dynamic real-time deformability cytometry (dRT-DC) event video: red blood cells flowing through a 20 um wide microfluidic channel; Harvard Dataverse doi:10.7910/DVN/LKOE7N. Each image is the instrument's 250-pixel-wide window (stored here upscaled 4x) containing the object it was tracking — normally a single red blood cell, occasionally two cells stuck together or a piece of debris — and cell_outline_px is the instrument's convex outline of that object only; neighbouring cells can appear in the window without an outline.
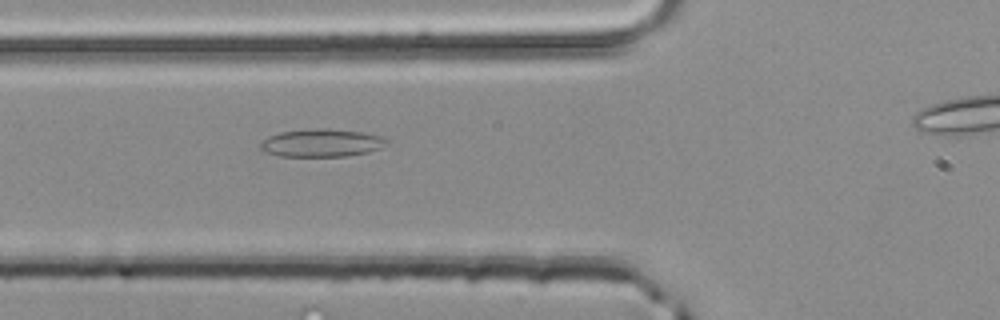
{"species": "common noctule bat (a hibernating species)", "species_latin": "Nyctalus noctula", "temperature_condition": "room temperature", "stored_images_in_passage": 3, "camera_frame_rate_fps": 3000, "um_per_image_px": 0.085, "animal": {"sex": "male", "body_mass_g": 20.4}, "frame": {"image": 1, "passage_image": 2, "time_ms": 0.333, "image_size_px": [1000, 320], "cell_outline_px": [[388, 140], [380, 148], [368, 152], [344, 156], [280, 156], [268, 152], [260, 148], [260, 144], [268, 136], [280, 132], [316, 128], [320, 128], [364, 132], [384, 136]], "centroid_in_image_um": [27.35, 12.14], "position_along_channel_um": 98.4, "area_um2": 20.29}}